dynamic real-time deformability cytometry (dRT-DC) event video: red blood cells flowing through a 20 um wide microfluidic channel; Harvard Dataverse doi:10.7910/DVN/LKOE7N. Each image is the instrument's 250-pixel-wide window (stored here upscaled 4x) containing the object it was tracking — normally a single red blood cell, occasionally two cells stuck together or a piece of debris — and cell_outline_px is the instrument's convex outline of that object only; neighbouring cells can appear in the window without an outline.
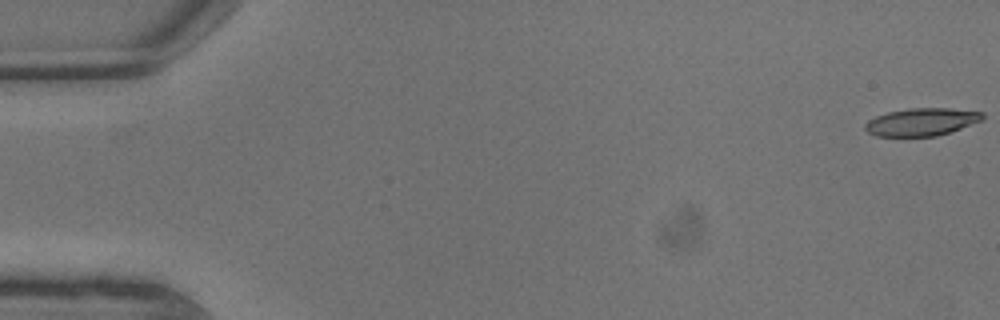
{"species": "common noctule bat (a hibernating species)", "species_latin": "Nyctalus noctula", "temperature_condition": "warm", "stored_images_in_passage": 8, "camera_frame_rate_fps": 3000, "um_per_image_px": 0.085, "animal": {"sex": "male", "body_mass_g": 13.3}, "frame": {"image": 1, "passage_image": 1, "time_ms": 0.0, "image_size_px": [1000, 320], "cell_outline_px": [[984, 120], [936, 136], [876, 136], [868, 132], [864, 128], [864, 124], [868, 120], [876, 116], [888, 112], [908, 108], [952, 108], [984, 112]], "centroid_in_image_um": [78.34, 10.35], "position_along_channel_um": 6.7, "area_um2": 18.96}}
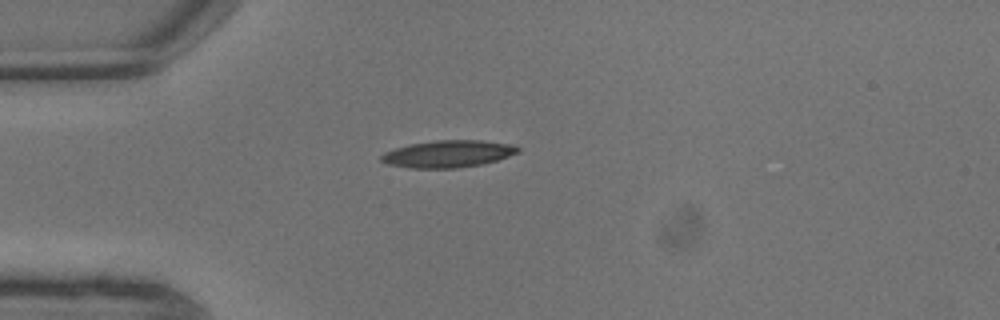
{"frame": {"image": 2, "passage_image": 6, "time_ms": 1.667, "image_size_px": [1000, 320], "cell_outline_px": [[520, 152], [496, 160], [480, 164], [456, 168], [408, 168], [388, 164], [380, 160], [380, 156], [384, 152], [396, 148], [412, 144], [436, 140], [480, 140], [508, 144], [520, 148]], "centroid_in_image_um": [38.05, 13.08], "position_along_channel_um": 46.9, "area_um2": 21.33}}
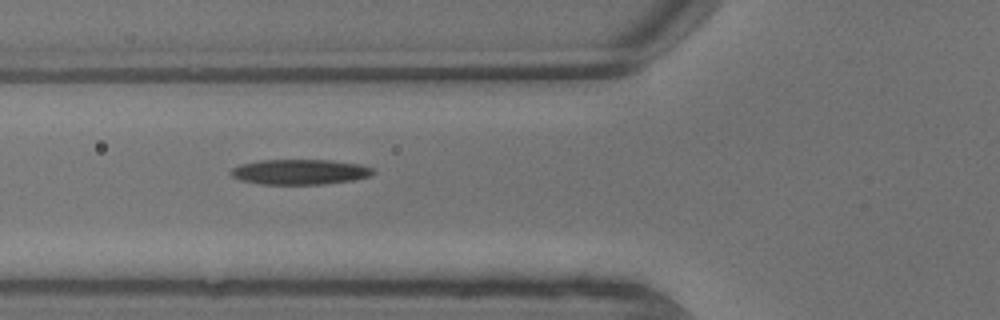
{"frame": {"image": 3, "passage_image": 8, "time_ms": 2.333, "image_size_px": [1000, 320], "cell_outline_px": [[376, 172], [372, 176], [352, 180], [324, 184], [260, 184], [240, 180], [232, 176], [232, 168], [240, 164], [260, 160], [332, 160], [360, 164], [372, 168]], "centroid_in_image_um": [25.52, 14.61], "position_along_channel_um": 100.3, "area_um2": 20.92}}